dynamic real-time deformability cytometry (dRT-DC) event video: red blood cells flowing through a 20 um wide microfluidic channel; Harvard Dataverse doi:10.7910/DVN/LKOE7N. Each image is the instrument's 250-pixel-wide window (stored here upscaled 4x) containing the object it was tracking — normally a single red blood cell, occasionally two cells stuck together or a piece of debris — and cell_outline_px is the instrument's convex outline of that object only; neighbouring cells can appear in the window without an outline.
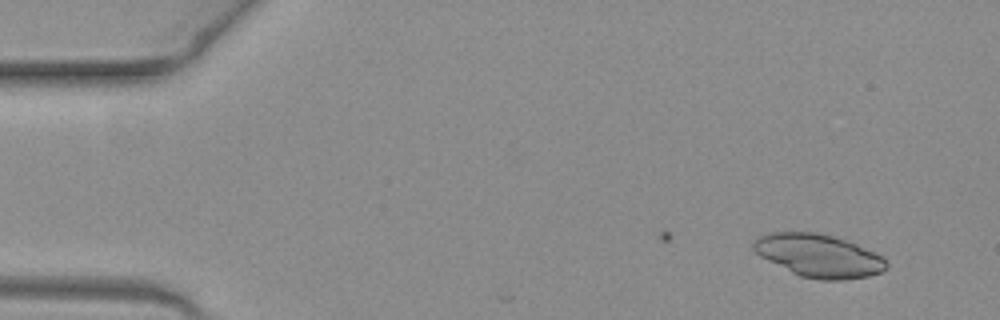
{"species": "common noctule bat (a hibernating species)", "species_latin": "Nyctalus noctula", "temperature_condition": "warm", "stored_images_in_passage": 2, "camera_frame_rate_fps": 3000, "um_per_image_px": 0.085, "animal": {"sex": "female", "body_mass_g": 19.3, "forearm_length_mm": 54.1}, "frame": {"image": 1, "passage_image": 2, "time_ms": 0.333, "image_size_px": [1000, 320], "cell_outline_px": [[888, 268], [880, 272], [868, 276], [844, 280], [820, 280], [800, 276], [760, 256], [752, 248], [752, 240], [756, 236], [768, 232], [816, 232], [832, 236], [856, 244], [880, 256], [888, 264]], "centroid_in_image_um": [69.53, 21.72], "position_along_channel_um": 15.5, "area_um2": 33.06}}